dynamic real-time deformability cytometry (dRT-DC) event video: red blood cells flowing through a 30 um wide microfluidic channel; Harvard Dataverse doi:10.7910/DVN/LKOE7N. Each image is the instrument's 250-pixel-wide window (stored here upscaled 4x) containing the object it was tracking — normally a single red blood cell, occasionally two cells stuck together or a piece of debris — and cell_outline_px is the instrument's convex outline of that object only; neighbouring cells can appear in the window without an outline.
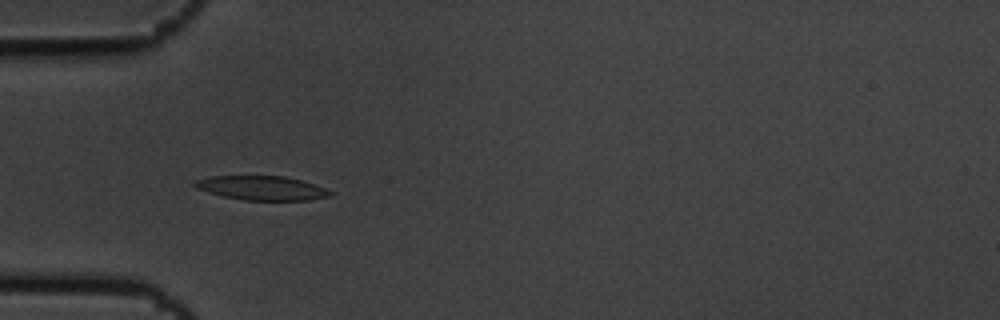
{"species": "common noctule bat (a hibernating species)", "species_latin": "Nyctalus noctula", "temperature_condition": "cold", "stored_images_in_passage": 6, "camera_frame_rate_fps": 3000, "um_per_image_px": 0.085, "animal": {"sex": "male", "body_mass_g": 19.5, "forearm_length_mm": 54.6}, "frame": {"image": 1, "passage_image": 5, "time_ms": 1.333, "image_size_px": [1000, 320], "cell_outline_px": [[336, 192], [332, 196], [308, 200], [244, 200], [224, 196], [208, 192], [196, 188], [192, 184], [192, 180], [208, 176], [284, 176], [300, 180]], "centroid_in_image_um": [22.22, 15.98], "position_along_channel_um": 62.8, "area_um2": 19.13}}
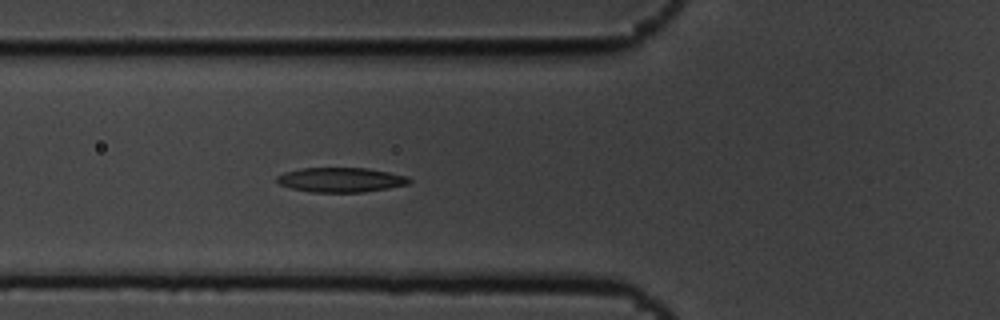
{"frame": {"image": 2, "passage_image": 6, "time_ms": 1.667, "image_size_px": [1000, 320], "cell_outline_px": [[412, 180], [408, 184], [388, 188], [364, 192], [312, 192], [292, 188], [280, 184], [276, 180], [276, 176], [284, 172], [300, 168], [368, 168], [408, 176]], "centroid_in_image_um": [28.97, 15.28], "position_along_channel_um": 96.8, "area_um2": 18.96}}